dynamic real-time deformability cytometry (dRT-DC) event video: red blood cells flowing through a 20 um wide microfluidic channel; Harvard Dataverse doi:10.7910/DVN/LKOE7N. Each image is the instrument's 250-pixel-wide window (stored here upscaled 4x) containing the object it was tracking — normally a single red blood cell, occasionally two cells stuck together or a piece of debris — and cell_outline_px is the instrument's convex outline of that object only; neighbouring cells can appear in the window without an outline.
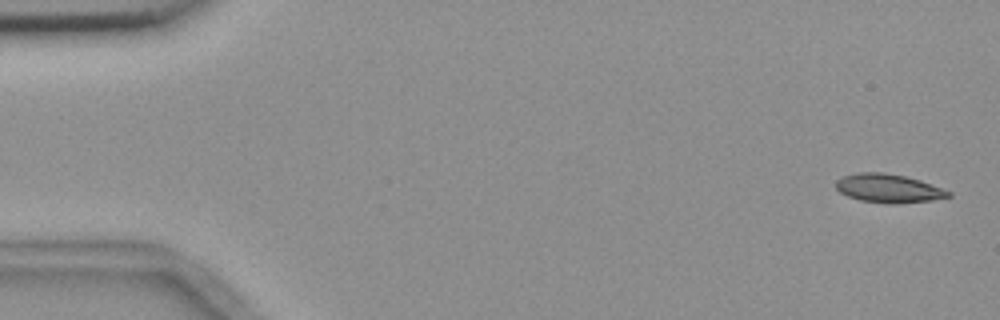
{"species": "common noctule bat (a hibernating species)", "species_latin": "Nyctalus noctula", "temperature_condition": "room temperature", "stored_images_in_passage": 6, "camera_frame_rate_fps": 3000, "um_per_image_px": 0.085, "animal": {"sex": "female", "body_mass_g": 18.4}, "frame": {"image": 1, "passage_image": 1, "time_ms": 0.0, "image_size_px": [1000, 320], "cell_outline_px": [[952, 196], [932, 200], [896, 204], [860, 200], [848, 196], [840, 192], [836, 188], [836, 180], [840, 176], [856, 172], [880, 172], [904, 176], [920, 180], [952, 192]], "centroid_in_image_um": [75.5, 16.0], "position_along_channel_um": 9.5, "area_um2": 18.73}}
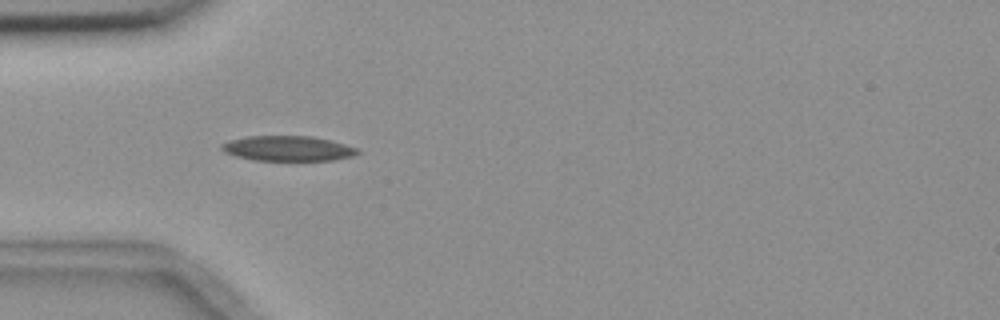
{"frame": {"image": 2, "passage_image": 5, "time_ms": 5.0, "image_size_px": [1000, 320], "cell_outline_px": [[360, 152], [352, 156], [336, 160], [252, 160], [236, 156], [224, 152], [220, 148], [220, 144], [228, 140], [248, 136], [312, 136], [344, 144], [356, 148]], "centroid_in_image_um": [24.42, 12.62], "position_along_channel_um": 60.6, "area_um2": 19.83}}